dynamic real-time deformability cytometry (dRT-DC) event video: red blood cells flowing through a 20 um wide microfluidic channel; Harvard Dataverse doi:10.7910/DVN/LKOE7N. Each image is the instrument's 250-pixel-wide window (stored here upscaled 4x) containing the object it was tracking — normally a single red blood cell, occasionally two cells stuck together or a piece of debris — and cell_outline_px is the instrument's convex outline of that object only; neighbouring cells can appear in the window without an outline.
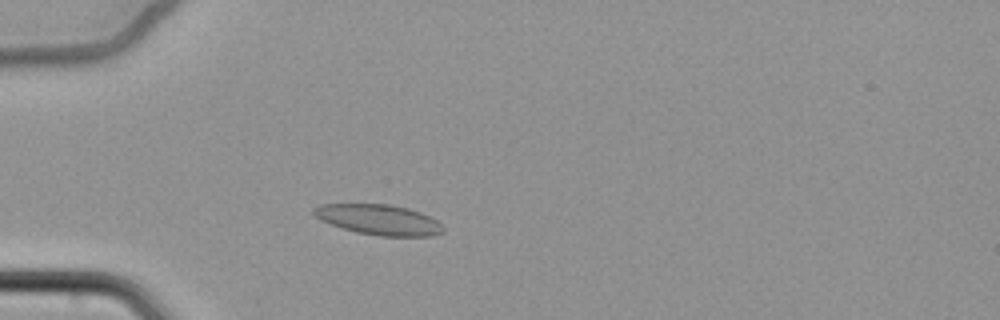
{"species": "common noctule bat (a hibernating species)", "species_latin": "Nyctalus noctula", "temperature_condition": "cold", "stored_images_in_passage": 57, "camera_frame_rate_fps": 3000, "um_per_image_px": 0.085, "animal": {"sex": "female", "body_mass_g": 22.7, "forearm_length_mm": 54.2}, "frame": {"image": 1, "passage_image": 13, "time_ms": 4.0, "image_size_px": [1000, 320], "cell_outline_px": [[444, 232], [432, 236], [380, 236], [356, 232], [320, 220], [312, 212], [312, 208], [320, 204], [392, 204], [408, 208], [420, 212], [436, 220], [444, 228]], "centroid_in_image_um": [32.2, 18.67], "position_along_channel_um": 52.8, "area_um2": 22.83}}
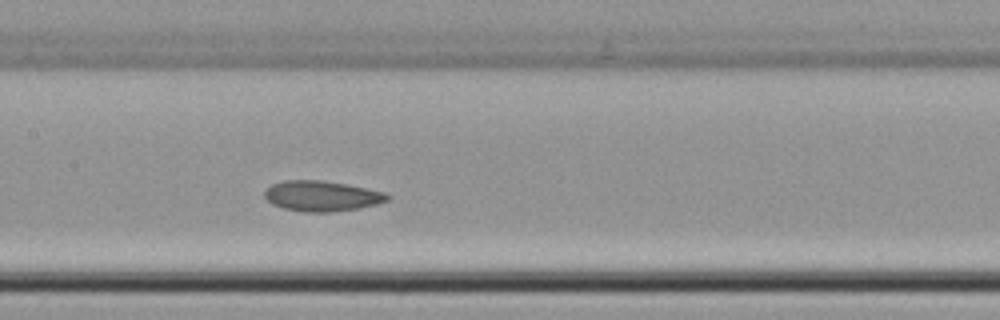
{"frame": {"image": 2, "passage_image": 26, "time_ms": 8.333, "image_size_px": [1000, 320], "cell_outline_px": [[392, 196], [388, 200], [376, 204], [360, 208], [332, 212], [308, 212], [284, 208], [272, 204], [264, 196], [264, 192], [272, 184], [284, 180], [320, 180], [348, 184], [384, 192]], "centroid_in_image_um": [27.37, 16.66], "position_along_channel_um": 180.0, "area_um2": 21.73}}
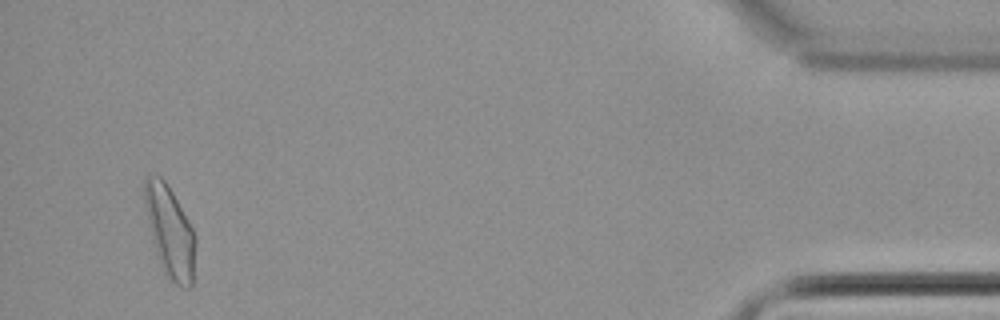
{"frame": {"image": 3, "passage_image": 54, "time_ms": 17.667, "image_size_px": [1000, 320], "cell_outline_px": [[196, 240], [192, 284], [188, 288], [184, 288], [168, 280], [160, 264], [152, 240], [144, 204], [144, 176], [160, 176], [168, 184], [188, 220], [196, 236]], "centroid_in_image_um": [14.44, 19.69], "position_along_channel_um": 420.8, "area_um2": 26.99}, "authors_computed_cell_mechanics": {"area_um2": 22.7154, "velocity_mm_per_s": 3.3632, "shape_relaxation_time_tau1_ms": null, "shape_relaxation_time_tau2_ms": 5.7266, "deformation_change_tau1": null, "deformation_change_tau2": 0.0915}}